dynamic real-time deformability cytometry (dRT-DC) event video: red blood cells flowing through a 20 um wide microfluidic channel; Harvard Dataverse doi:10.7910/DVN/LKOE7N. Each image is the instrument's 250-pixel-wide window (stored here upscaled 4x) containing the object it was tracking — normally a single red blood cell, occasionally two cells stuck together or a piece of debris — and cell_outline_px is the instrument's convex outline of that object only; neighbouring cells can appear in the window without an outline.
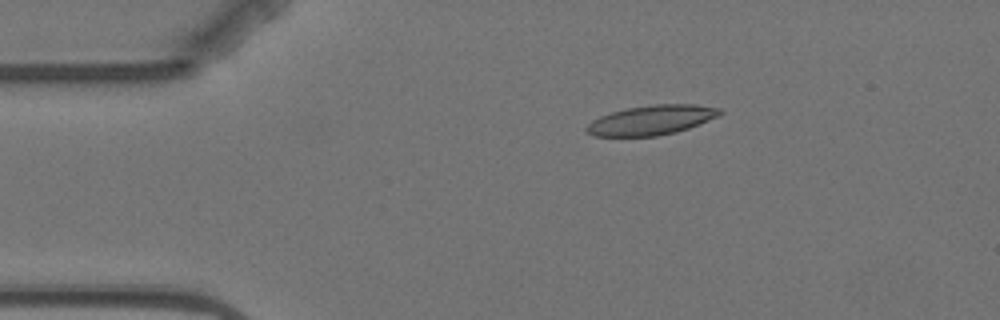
{"species": "Egyptian fruit bat (a non-hibernating species)", "species_latin": "Rousettus aegyptiacus", "temperature_condition": "warm", "stored_images_in_passage": 6, "camera_frame_rate_fps": 3000, "um_per_image_px": 0.085, "animal": {"sex": "female"}, "frame": {"image": 1, "passage_image": 3, "time_ms": 2.333, "image_size_px": [1000, 320], "cell_outline_px": [[724, 112], [708, 120], [688, 128], [676, 132], [656, 136], [592, 136], [584, 132], [584, 128], [592, 120], [600, 116], [612, 112], [628, 108], [656, 104], [696, 104], [720, 108]], "centroid_in_image_um": [55.33, 10.21], "position_along_channel_um": 29.7, "area_um2": 22.95}}
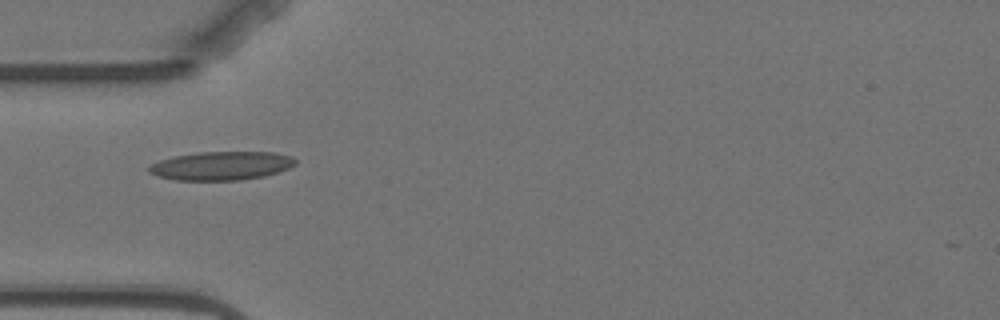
{"frame": {"image": 2, "passage_image": 5, "time_ms": 4.667, "image_size_px": [1000, 320], "cell_outline_px": [[296, 164], [288, 168], [264, 176], [240, 180], [176, 180], [156, 176], [148, 172], [148, 168], [152, 164], [160, 160], [176, 156], [196, 152], [276, 152], [292, 156], [296, 160]], "centroid_in_image_um": [18.82, 14.09], "position_along_channel_um": 66.2, "area_um2": 24.39}}
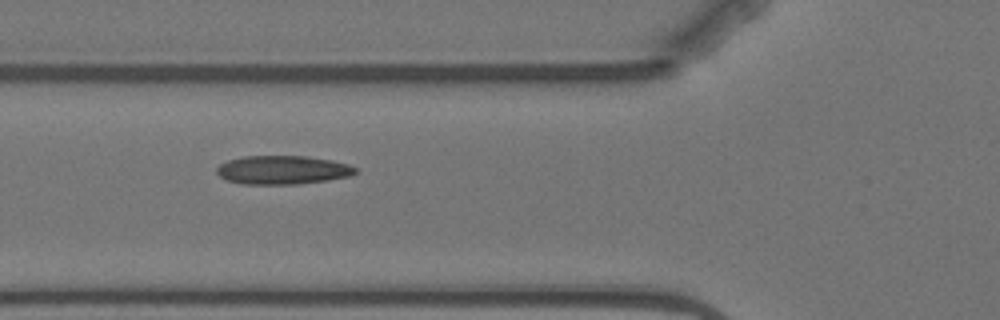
{"frame": {"image": 3, "passage_image": 6, "time_ms": 5.667, "image_size_px": [1000, 320], "cell_outline_px": [[356, 172], [352, 176], [328, 180], [296, 184], [240, 184], [228, 180], [220, 176], [216, 172], [216, 168], [220, 164], [228, 160], [244, 156], [308, 156], [332, 160], [348, 164], [356, 168]], "centroid_in_image_um": [24.03, 14.44], "position_along_channel_um": 101.8, "area_um2": 23.24}}